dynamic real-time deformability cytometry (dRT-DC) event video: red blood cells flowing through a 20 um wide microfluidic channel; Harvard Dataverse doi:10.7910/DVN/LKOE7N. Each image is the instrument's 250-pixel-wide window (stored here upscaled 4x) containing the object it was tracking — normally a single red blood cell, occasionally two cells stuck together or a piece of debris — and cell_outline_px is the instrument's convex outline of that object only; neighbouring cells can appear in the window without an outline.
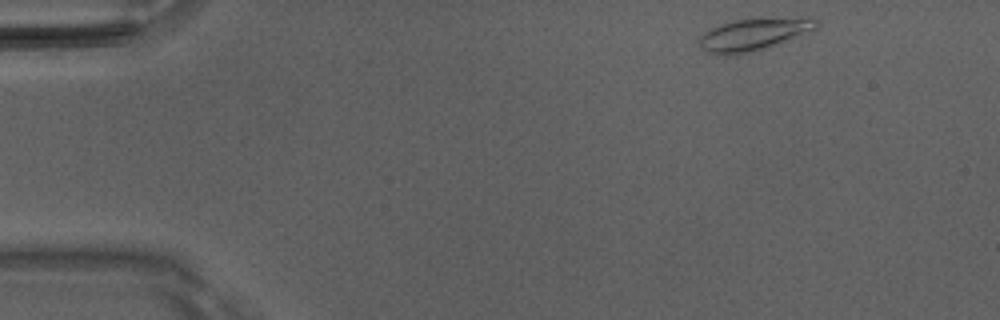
{"species": "Egyptian fruit bat (a non-hibernating species)", "species_latin": "Rousettus aegyptiacus", "temperature_condition": "room temperature", "stored_images_in_passage": 41, "camera_frame_rate_fps": 3000, "um_per_image_px": 0.085, "animal": {"sex": "male"}, "frame": {"image": 1, "passage_image": 1, "time_ms": 0.0, "image_size_px": [1000, 320], "cell_outline_px": [[820, 20], [816, 28], [772, 44], [736, 56], [716, 56], [700, 48], [700, 36], [704, 32], [720, 24], [736, 20], [812, 16]], "centroid_in_image_um": [64.01, 2.91], "position_along_channel_um": 21.0, "area_um2": 21.56}}
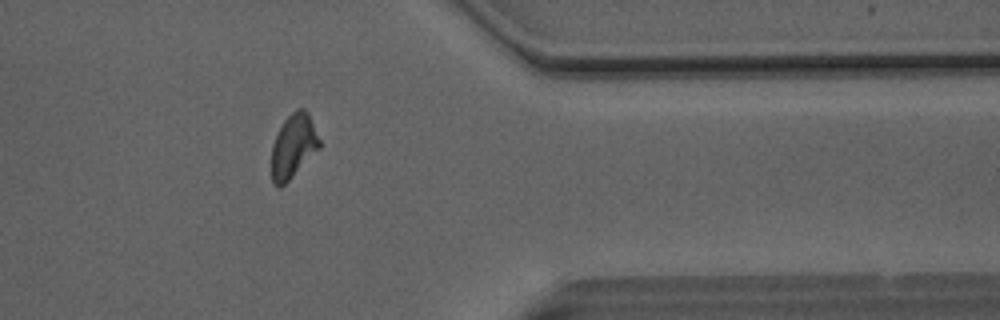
{"frame": {"image": 2, "passage_image": 36, "time_ms": 11.667, "image_size_px": [1000, 320], "cell_outline_px": [[320, 148], [280, 188], [272, 180], [272, 144], [284, 120], [296, 108], [304, 108], [308, 112], [320, 140]], "centroid_in_image_um": [24.95, 12.39], "position_along_channel_um": 386.5, "area_um2": 17.51}}